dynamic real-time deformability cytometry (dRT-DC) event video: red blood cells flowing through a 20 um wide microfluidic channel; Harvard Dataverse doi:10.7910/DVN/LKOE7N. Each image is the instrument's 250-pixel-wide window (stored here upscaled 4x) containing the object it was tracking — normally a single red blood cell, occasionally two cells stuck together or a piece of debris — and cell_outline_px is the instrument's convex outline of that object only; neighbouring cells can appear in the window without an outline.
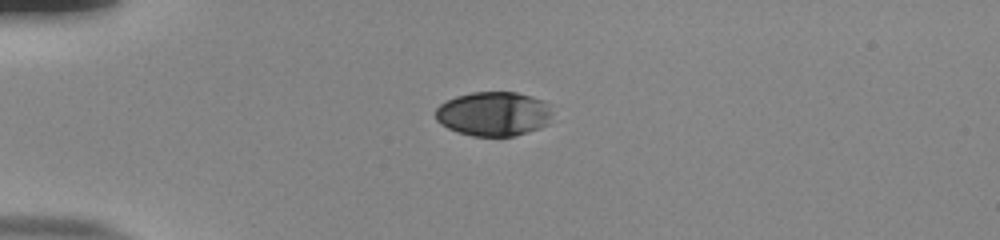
{"species": "human", "species_latin": "Homo sapiens", "temperature_condition": "room temperature", "stored_images_in_passage": 40, "camera_frame_rate_fps": 3000, "um_per_image_px": 0.085, "donor": {"sex": "male"}, "frame": {"image": 1, "passage_image": 1, "time_ms": 0.0, "image_size_px": [1000, 240], "cell_outline_px": [[552, 112], [548, 124], [540, 128], [516, 136], [472, 136], [456, 132], [440, 124], [436, 120], [436, 108], [440, 104], [456, 96], [472, 92], [516, 92], [532, 96], [544, 100], [548, 104]], "centroid_in_image_um": [41.97, 9.68], "position_along_channel_um": 43.0, "area_um2": 30.46}}
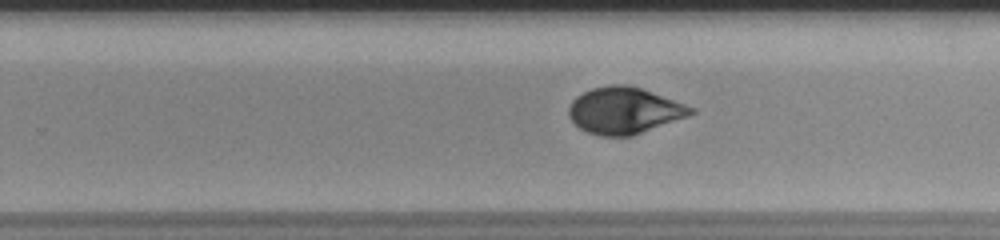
{"frame": {"image": 2, "passage_image": 22, "time_ms": 7.0, "image_size_px": [1000, 240], "cell_outline_px": [[696, 112], [688, 116], [632, 136], [600, 136], [588, 132], [580, 128], [568, 116], [568, 108], [572, 100], [576, 96], [592, 88], [612, 84], [624, 84], [640, 88], [696, 108]], "centroid_in_image_um": [53.05, 9.4], "position_along_channel_um": 276.8, "area_um2": 32.95}}
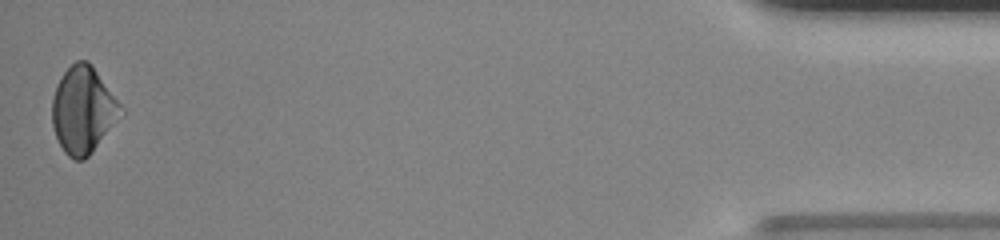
{"frame": {"image": 3, "passage_image": 40, "time_ms": 13.0, "image_size_px": [1000, 240], "cell_outline_px": [[124, 116], [92, 152], [84, 160], [76, 160], [68, 156], [64, 152], [56, 136], [52, 124], [52, 96], [60, 76], [76, 60], [88, 60], [92, 64], [124, 108]], "centroid_in_image_um": [7.1, 9.35], "position_along_channel_um": 428.1, "area_um2": 35.2}, "authors_computed_cell_mechanics": {"area_um2": 32.9749, "velocity_mm_per_s": 3.8723, "shape_relaxation_time_tau1_ms": 4.7607, "shape_relaxation_time_tau2_ms": 1.4002, "deformation_change_tau1": 0.1494, "deformation_change_tau2": 0.0224}}